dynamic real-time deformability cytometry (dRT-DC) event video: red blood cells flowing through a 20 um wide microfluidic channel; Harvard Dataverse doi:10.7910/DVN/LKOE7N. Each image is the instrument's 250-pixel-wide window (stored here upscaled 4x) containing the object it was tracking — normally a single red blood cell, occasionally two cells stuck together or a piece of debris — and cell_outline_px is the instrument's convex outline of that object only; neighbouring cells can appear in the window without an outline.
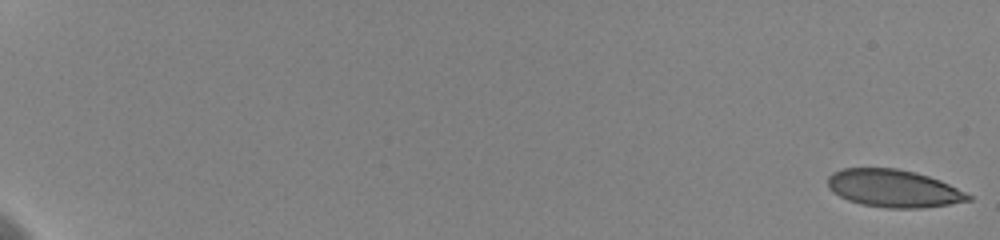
{"species": "human", "species_latin": "Homo sapiens", "temperature_condition": "cold", "stored_images_in_passage": 18, "camera_frame_rate_fps": 3000, "um_per_image_px": 0.085, "donor": {"sex": "female"}, "frame": {"image": 1, "passage_image": 1, "time_ms": 0.0, "image_size_px": [1000, 240], "cell_outline_px": [[972, 200], [948, 204], [920, 208], [888, 208], [860, 204], [848, 200], [832, 192], [828, 188], [828, 176], [832, 172], [844, 168], [896, 168], [916, 172], [940, 180], [972, 196]], "centroid_in_image_um": [75.91, 16.01], "position_along_channel_um": 9.1, "area_um2": 30.69}}